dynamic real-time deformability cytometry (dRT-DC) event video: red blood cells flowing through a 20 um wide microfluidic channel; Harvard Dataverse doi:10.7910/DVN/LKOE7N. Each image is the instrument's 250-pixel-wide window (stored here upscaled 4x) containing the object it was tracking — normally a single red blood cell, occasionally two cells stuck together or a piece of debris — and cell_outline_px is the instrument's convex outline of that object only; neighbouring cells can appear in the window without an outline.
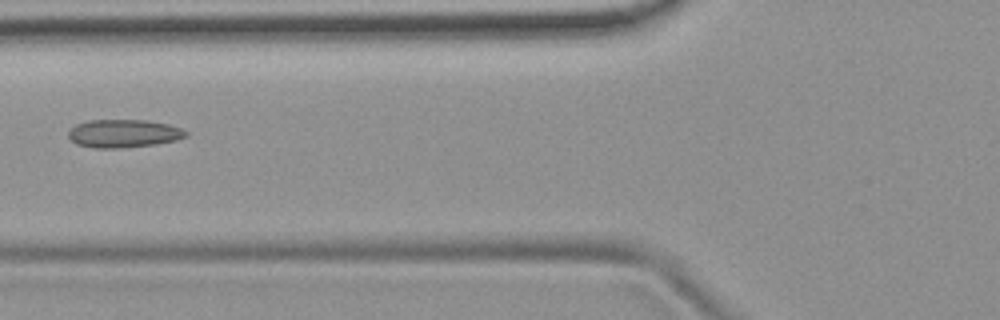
{"species": "common noctule bat (a hibernating species)", "species_latin": "Nyctalus noctula", "temperature_condition": "room temperature", "stored_images_in_passage": 6, "camera_frame_rate_fps": 3000, "um_per_image_px": 0.085, "animal": {"sex": "female", "body_mass_g": 19.9}, "frame": {"image": 1, "passage_image": 6, "time_ms": 1.667, "image_size_px": [1000, 320], "cell_outline_px": [[188, 136], [176, 140], [156, 144], [120, 148], [92, 148], [76, 144], [68, 136], [68, 132], [76, 124], [88, 120], [148, 120], [168, 124], [180, 128], [188, 132]], "centroid_in_image_um": [10.51, 11.35], "position_along_channel_um": 115.3, "area_um2": 19.31}}